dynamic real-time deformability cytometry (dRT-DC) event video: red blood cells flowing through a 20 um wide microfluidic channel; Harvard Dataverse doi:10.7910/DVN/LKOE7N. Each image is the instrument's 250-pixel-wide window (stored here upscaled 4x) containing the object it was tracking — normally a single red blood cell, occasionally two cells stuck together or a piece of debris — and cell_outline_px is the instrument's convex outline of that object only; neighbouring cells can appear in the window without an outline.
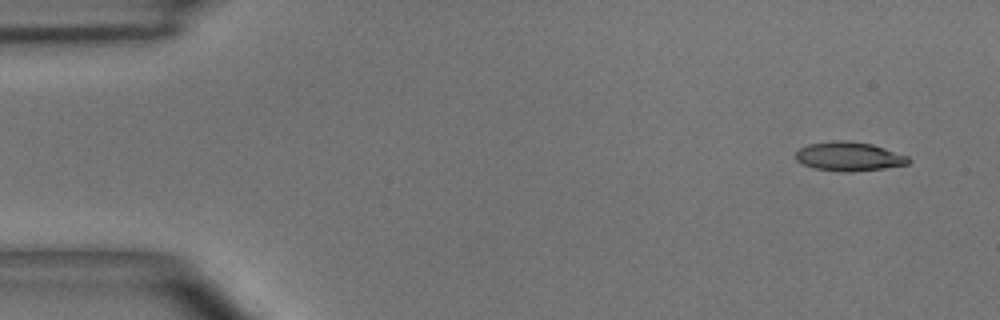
{"species": "common noctule bat (a hibernating species)", "species_latin": "Nyctalus noctula", "temperature_condition": "room temperature", "stored_images_in_passage": 4, "camera_frame_rate_fps": 3000, "um_per_image_px": 0.085, "animal": {"sex": "male", "body_mass_g": 15.6}, "frame": {"image": 1, "passage_image": 1, "time_ms": 0.0, "image_size_px": [1000, 320], "cell_outline_px": [[912, 160], [908, 164], [884, 168], [852, 172], [844, 172], [812, 168], [796, 160], [796, 152], [800, 148], [808, 144], [832, 140], [852, 140], [872, 144], [908, 156]], "centroid_in_image_um": [72.16, 13.29], "position_along_channel_um": 12.8, "area_um2": 19.25}}
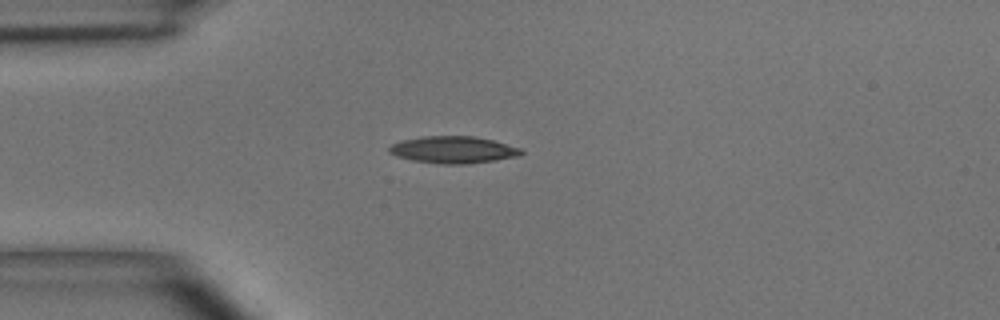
{"frame": {"image": 2, "passage_image": 4, "time_ms": 3.333, "image_size_px": [1000, 320], "cell_outline_px": [[524, 152], [520, 156], [468, 164], [440, 164], [412, 160], [396, 156], [388, 152], [388, 148], [392, 144], [400, 140], [424, 136], [472, 136], [492, 140], [520, 148]], "centroid_in_image_um": [38.5, 12.73], "position_along_channel_um": 46.5, "area_um2": 20.75}}